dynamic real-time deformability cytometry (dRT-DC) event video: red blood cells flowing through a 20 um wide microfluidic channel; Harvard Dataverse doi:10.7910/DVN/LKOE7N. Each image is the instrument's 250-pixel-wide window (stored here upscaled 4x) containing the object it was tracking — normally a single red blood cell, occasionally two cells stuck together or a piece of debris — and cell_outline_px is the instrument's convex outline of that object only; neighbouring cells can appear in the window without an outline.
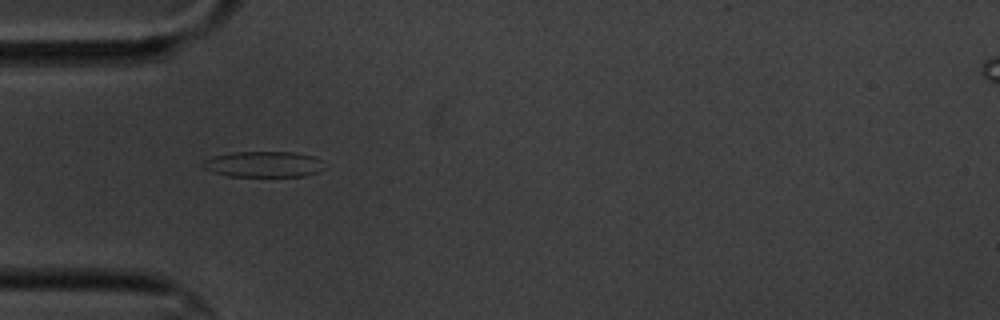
{"species": "common noctule bat (a hibernating species)", "species_latin": "Nyctalus noctula", "temperature_condition": "cold", "stored_images_in_passage": 11, "camera_frame_rate_fps": 3000, "um_per_image_px": 0.085, "animal": {"sex": "male", "body_mass_g": 20.1, "forearm_length_mm": 53.5}, "frame": {"image": 1, "passage_image": 1, "time_ms": 0.0, "image_size_px": [1000, 320], "cell_outline_px": [[320, 172], [304, 176], [228, 176], [212, 172], [204, 168], [200, 164], [204, 160], [212, 156], [232, 152], [296, 152], [312, 156], [320, 160]], "centroid_in_image_um": [22.33, 13.96], "position_along_channel_um": 62.7, "area_um2": 18.21}}
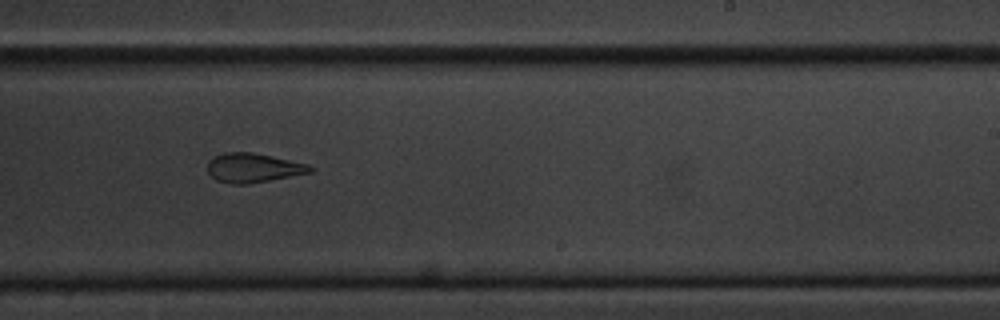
{"frame": {"image": 2, "passage_image": 6, "time_ms": 6.0, "image_size_px": [1000, 320], "cell_outline_px": [[316, 168], [312, 172], [248, 184], [228, 184], [216, 180], [208, 172], [208, 160], [212, 156], [224, 152], [252, 152], [308, 164]], "centroid_in_image_um": [21.5, 14.26], "position_along_channel_um": 267.5, "area_um2": 17.57}}
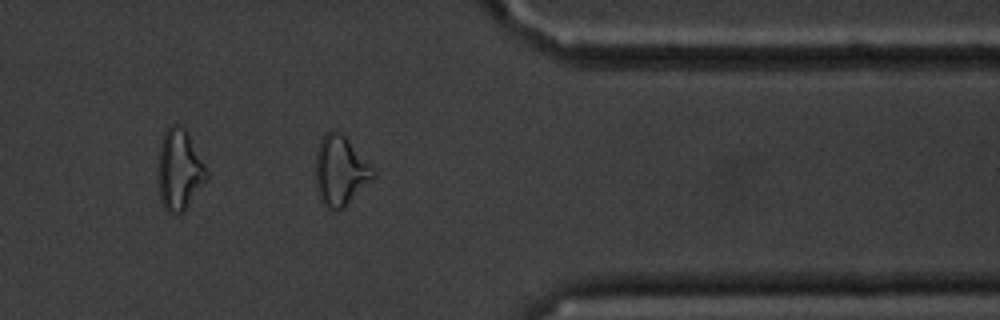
{"frame": {"image": 3, "passage_image": 9, "time_ms": 9.667, "image_size_px": [1000, 320], "cell_outline_px": [[376, 176], [344, 208], [336, 212], [328, 208], [320, 200], [316, 188], [316, 152], [320, 140], [324, 132], [336, 128], [348, 140], [376, 172]], "centroid_in_image_um": [28.91, 14.52], "position_along_channel_um": 382.5, "area_um2": 23.47}, "authors_computed_cell_mechanics": {"area_um2": 18.5538, "velocity_mm_per_s": 3.4205, "shape_relaxation_time_tau1_ms": 10.5591, "shape_relaxation_time_tau2_ms": 1.8689, "deformation_change_tau1": 0.1862, "deformation_change_tau2": 0.085}}